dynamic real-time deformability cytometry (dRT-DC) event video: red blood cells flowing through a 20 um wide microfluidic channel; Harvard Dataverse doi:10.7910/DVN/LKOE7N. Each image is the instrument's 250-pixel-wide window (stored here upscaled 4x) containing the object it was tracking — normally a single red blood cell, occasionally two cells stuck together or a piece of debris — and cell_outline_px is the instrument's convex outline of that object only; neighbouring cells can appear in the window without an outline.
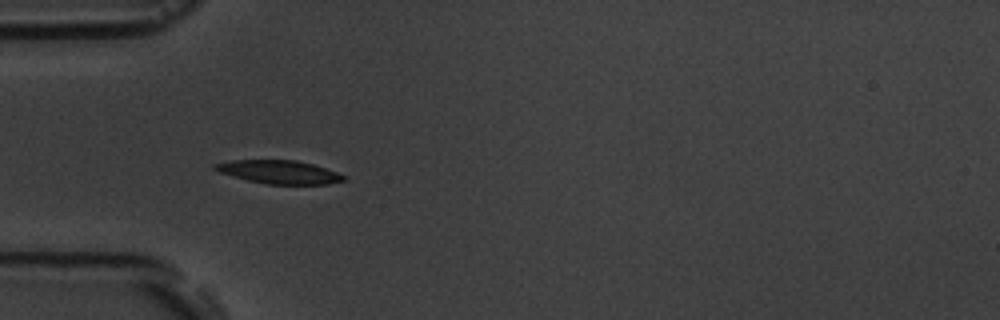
{"species": "common noctule bat (a hibernating species)", "species_latin": "Nyctalus noctula", "temperature_condition": "room temperature", "stored_images_in_passage": 10, "camera_frame_rate_fps": 3000, "um_per_image_px": 0.085, "animal": {"sex": "male", "body_mass_g": 19.5, "forearm_length_mm": 54.6}, "frame": {"image": 1, "passage_image": 4, "time_ms": 3.333, "image_size_px": [1000, 320], "cell_outline_px": [[344, 180], [328, 184], [268, 184], [248, 180], [220, 172], [212, 168], [212, 164], [232, 160], [296, 160], [312, 164], [336, 172], [344, 176]], "centroid_in_image_um": [23.69, 14.61], "position_along_channel_um": 61.3, "area_um2": 17.22}}
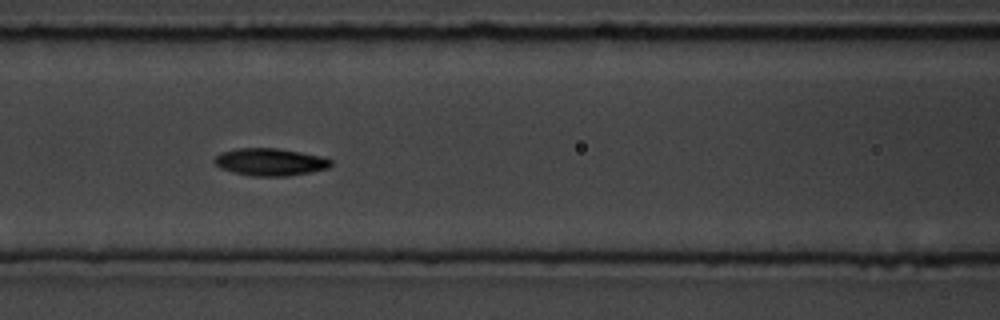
{"frame": {"image": 2, "passage_image": 6, "time_ms": 5.667, "image_size_px": [1000, 320], "cell_outline_px": [[332, 164], [328, 168], [288, 176], [252, 176], [220, 168], [212, 160], [220, 152], [236, 148], [276, 148], [324, 156], [332, 160]], "centroid_in_image_um": [22.96, 13.75], "position_along_channel_um": 143.6, "area_um2": 18.55}}
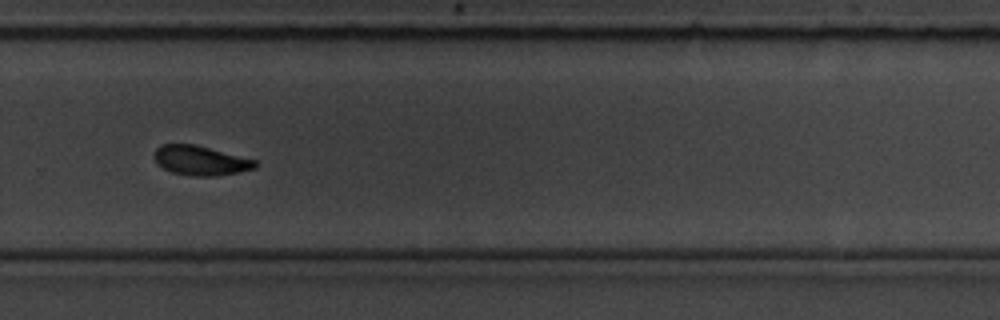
{"frame": {"image": 3, "passage_image": 10, "time_ms": 10.333, "image_size_px": [1000, 320], "cell_outline_px": [[260, 164], [256, 168], [240, 172], [216, 176], [196, 176], [172, 172], [156, 164], [152, 156], [156, 148], [160, 144], [196, 144], [256, 160]], "centroid_in_image_um": [17.04, 13.64], "position_along_channel_um": 312.8, "area_um2": 17.63}}